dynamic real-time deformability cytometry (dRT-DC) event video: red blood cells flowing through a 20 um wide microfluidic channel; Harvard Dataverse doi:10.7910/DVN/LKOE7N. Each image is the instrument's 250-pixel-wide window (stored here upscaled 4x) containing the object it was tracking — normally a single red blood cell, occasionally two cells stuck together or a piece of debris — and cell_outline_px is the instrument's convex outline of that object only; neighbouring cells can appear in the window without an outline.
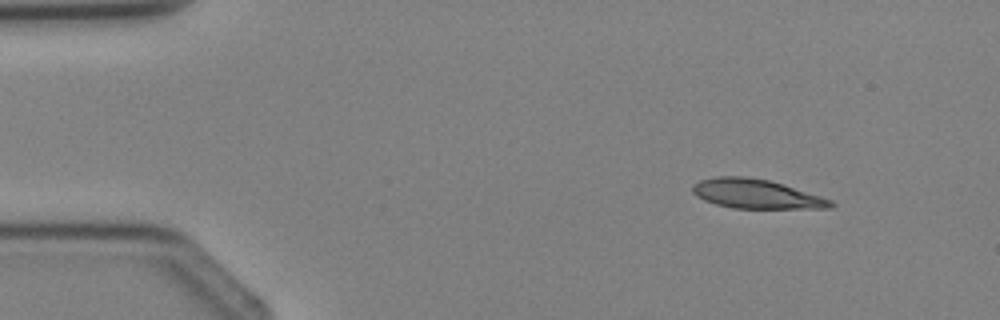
{"species": "Egyptian fruit bat (a non-hibernating species)", "species_latin": "Rousettus aegyptiacus", "temperature_condition": "cold", "stored_images_in_passage": 4, "camera_frame_rate_fps": 3000, "um_per_image_px": 0.085, "animal": {"sex": "female"}, "frame": {"image": 1, "passage_image": 4, "time_ms": 4.667, "image_size_px": [1000, 320], "cell_outline_px": [[836, 204], [832, 208], [732, 208], [716, 204], [704, 200], [696, 196], [692, 192], [692, 184], [700, 180], [716, 176], [744, 176], [768, 180], [820, 196], [832, 200]], "centroid_in_image_um": [64.24, 16.48], "position_along_channel_um": 20.8, "area_um2": 23.41}}